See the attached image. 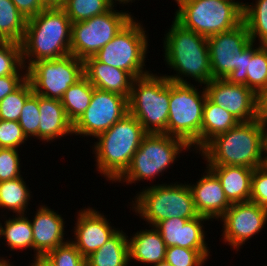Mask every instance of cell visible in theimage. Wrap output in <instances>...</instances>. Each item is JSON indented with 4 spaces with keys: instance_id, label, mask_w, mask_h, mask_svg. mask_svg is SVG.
Instances as JSON below:
<instances>
[{
    "instance_id": "6da1fadb",
    "label": "cell",
    "mask_w": 267,
    "mask_h": 266,
    "mask_svg": "<svg viewBox=\"0 0 267 266\" xmlns=\"http://www.w3.org/2000/svg\"><path fill=\"white\" fill-rule=\"evenodd\" d=\"M164 35L165 64L176 71L174 75L164 76L178 83H190L187 80L192 78L200 84L197 87L208 84L212 80V71L207 38L184 28L175 19Z\"/></svg>"
},
{
    "instance_id": "7a4b0ae2",
    "label": "cell",
    "mask_w": 267,
    "mask_h": 266,
    "mask_svg": "<svg viewBox=\"0 0 267 266\" xmlns=\"http://www.w3.org/2000/svg\"><path fill=\"white\" fill-rule=\"evenodd\" d=\"M71 33L72 22L61 7H47L27 19L21 42L22 63L25 68L36 61L70 55Z\"/></svg>"
},
{
    "instance_id": "3957f363",
    "label": "cell",
    "mask_w": 267,
    "mask_h": 266,
    "mask_svg": "<svg viewBox=\"0 0 267 266\" xmlns=\"http://www.w3.org/2000/svg\"><path fill=\"white\" fill-rule=\"evenodd\" d=\"M199 154L206 166H263L262 132L259 117L239 122L230 130L211 139Z\"/></svg>"
},
{
    "instance_id": "277c9868",
    "label": "cell",
    "mask_w": 267,
    "mask_h": 266,
    "mask_svg": "<svg viewBox=\"0 0 267 266\" xmlns=\"http://www.w3.org/2000/svg\"><path fill=\"white\" fill-rule=\"evenodd\" d=\"M148 133L130 113L98 135L92 149L96 170L106 180L115 182L129 167L132 157Z\"/></svg>"
},
{
    "instance_id": "5b68a950",
    "label": "cell",
    "mask_w": 267,
    "mask_h": 266,
    "mask_svg": "<svg viewBox=\"0 0 267 266\" xmlns=\"http://www.w3.org/2000/svg\"><path fill=\"white\" fill-rule=\"evenodd\" d=\"M212 79H226L247 86L248 58L261 46H255L244 22L235 28L207 38ZM255 46V47H254Z\"/></svg>"
},
{
    "instance_id": "8992f818",
    "label": "cell",
    "mask_w": 267,
    "mask_h": 266,
    "mask_svg": "<svg viewBox=\"0 0 267 266\" xmlns=\"http://www.w3.org/2000/svg\"><path fill=\"white\" fill-rule=\"evenodd\" d=\"M185 183H152L136 194L130 208L150 224L149 228L164 219L178 217L190 220L198 217L193 194L188 183Z\"/></svg>"
},
{
    "instance_id": "52a82bcc",
    "label": "cell",
    "mask_w": 267,
    "mask_h": 266,
    "mask_svg": "<svg viewBox=\"0 0 267 266\" xmlns=\"http://www.w3.org/2000/svg\"><path fill=\"white\" fill-rule=\"evenodd\" d=\"M174 19L184 28L208 38L229 31L243 22L242 1L175 0Z\"/></svg>"
},
{
    "instance_id": "ba28073f",
    "label": "cell",
    "mask_w": 267,
    "mask_h": 266,
    "mask_svg": "<svg viewBox=\"0 0 267 266\" xmlns=\"http://www.w3.org/2000/svg\"><path fill=\"white\" fill-rule=\"evenodd\" d=\"M170 81L152 72L135 78L128 98V113L147 133L167 134Z\"/></svg>"
},
{
    "instance_id": "9c48e42d",
    "label": "cell",
    "mask_w": 267,
    "mask_h": 266,
    "mask_svg": "<svg viewBox=\"0 0 267 266\" xmlns=\"http://www.w3.org/2000/svg\"><path fill=\"white\" fill-rule=\"evenodd\" d=\"M191 147L182 139L168 134L148 133L132 157L126 171L115 181L126 185L138 181H153ZM176 159V161H175Z\"/></svg>"
},
{
    "instance_id": "30bf717a",
    "label": "cell",
    "mask_w": 267,
    "mask_h": 266,
    "mask_svg": "<svg viewBox=\"0 0 267 266\" xmlns=\"http://www.w3.org/2000/svg\"><path fill=\"white\" fill-rule=\"evenodd\" d=\"M203 90V91H202ZM170 81L167 134L184 140L196 153L200 151V133L207 97L205 86Z\"/></svg>"
},
{
    "instance_id": "8fae6325",
    "label": "cell",
    "mask_w": 267,
    "mask_h": 266,
    "mask_svg": "<svg viewBox=\"0 0 267 266\" xmlns=\"http://www.w3.org/2000/svg\"><path fill=\"white\" fill-rule=\"evenodd\" d=\"M141 24L133 17L93 57L106 65L127 71L135 78L149 74L150 72L144 67L149 37L146 34V29Z\"/></svg>"
},
{
    "instance_id": "7c38bea8",
    "label": "cell",
    "mask_w": 267,
    "mask_h": 266,
    "mask_svg": "<svg viewBox=\"0 0 267 266\" xmlns=\"http://www.w3.org/2000/svg\"><path fill=\"white\" fill-rule=\"evenodd\" d=\"M133 18L131 12L112 7L102 15L72 23L71 54L85 60L109 43Z\"/></svg>"
},
{
    "instance_id": "4fadbf2b",
    "label": "cell",
    "mask_w": 267,
    "mask_h": 266,
    "mask_svg": "<svg viewBox=\"0 0 267 266\" xmlns=\"http://www.w3.org/2000/svg\"><path fill=\"white\" fill-rule=\"evenodd\" d=\"M84 76V60L70 54L53 60H41L27 68L33 93L61 100L64 93Z\"/></svg>"
},
{
    "instance_id": "5bb4252c",
    "label": "cell",
    "mask_w": 267,
    "mask_h": 266,
    "mask_svg": "<svg viewBox=\"0 0 267 266\" xmlns=\"http://www.w3.org/2000/svg\"><path fill=\"white\" fill-rule=\"evenodd\" d=\"M128 113V98L94 88L86 111L73 124V134L96 138Z\"/></svg>"
},
{
    "instance_id": "9a60e30c",
    "label": "cell",
    "mask_w": 267,
    "mask_h": 266,
    "mask_svg": "<svg viewBox=\"0 0 267 266\" xmlns=\"http://www.w3.org/2000/svg\"><path fill=\"white\" fill-rule=\"evenodd\" d=\"M219 219L223 222L221 235L224 244L238 251L263 230L267 223V208L250 201L233 203Z\"/></svg>"
},
{
    "instance_id": "2e32d148",
    "label": "cell",
    "mask_w": 267,
    "mask_h": 266,
    "mask_svg": "<svg viewBox=\"0 0 267 266\" xmlns=\"http://www.w3.org/2000/svg\"><path fill=\"white\" fill-rule=\"evenodd\" d=\"M205 89L213 103L225 108L240 122L255 120L261 113V98L245 85L232 84L226 79H212Z\"/></svg>"
},
{
    "instance_id": "e0dca14e",
    "label": "cell",
    "mask_w": 267,
    "mask_h": 266,
    "mask_svg": "<svg viewBox=\"0 0 267 266\" xmlns=\"http://www.w3.org/2000/svg\"><path fill=\"white\" fill-rule=\"evenodd\" d=\"M73 229L74 240H69L86 259L102 247L118 228L111 226L109 219L92 207L77 211Z\"/></svg>"
},
{
    "instance_id": "ac0fdd59",
    "label": "cell",
    "mask_w": 267,
    "mask_h": 266,
    "mask_svg": "<svg viewBox=\"0 0 267 266\" xmlns=\"http://www.w3.org/2000/svg\"><path fill=\"white\" fill-rule=\"evenodd\" d=\"M204 221H212L207 217L198 216L187 220L182 218L164 219L154 227L162 236L167 247H184L196 250H209L206 242Z\"/></svg>"
},
{
    "instance_id": "d6986e66",
    "label": "cell",
    "mask_w": 267,
    "mask_h": 266,
    "mask_svg": "<svg viewBox=\"0 0 267 266\" xmlns=\"http://www.w3.org/2000/svg\"><path fill=\"white\" fill-rule=\"evenodd\" d=\"M31 221L34 258H43L48 252L67 243L64 240L65 222L61 214L46 205L38 206Z\"/></svg>"
},
{
    "instance_id": "ffe728a7",
    "label": "cell",
    "mask_w": 267,
    "mask_h": 266,
    "mask_svg": "<svg viewBox=\"0 0 267 266\" xmlns=\"http://www.w3.org/2000/svg\"><path fill=\"white\" fill-rule=\"evenodd\" d=\"M194 184L188 183L198 214L219 220L232 204L226 198L217 176L206 166V171Z\"/></svg>"
},
{
    "instance_id": "44dd1931",
    "label": "cell",
    "mask_w": 267,
    "mask_h": 266,
    "mask_svg": "<svg viewBox=\"0 0 267 266\" xmlns=\"http://www.w3.org/2000/svg\"><path fill=\"white\" fill-rule=\"evenodd\" d=\"M84 76L95 88L127 98L135 80L131 73L99 62L93 56L84 60Z\"/></svg>"
},
{
    "instance_id": "7402d4cb",
    "label": "cell",
    "mask_w": 267,
    "mask_h": 266,
    "mask_svg": "<svg viewBox=\"0 0 267 266\" xmlns=\"http://www.w3.org/2000/svg\"><path fill=\"white\" fill-rule=\"evenodd\" d=\"M39 140L53 142L73 134V124L68 120L61 100L39 95ZM59 137V138H58Z\"/></svg>"
},
{
    "instance_id": "603a6c76",
    "label": "cell",
    "mask_w": 267,
    "mask_h": 266,
    "mask_svg": "<svg viewBox=\"0 0 267 266\" xmlns=\"http://www.w3.org/2000/svg\"><path fill=\"white\" fill-rule=\"evenodd\" d=\"M219 179L228 201L249 202L253 168L243 166H207Z\"/></svg>"
},
{
    "instance_id": "cb8c5ba5",
    "label": "cell",
    "mask_w": 267,
    "mask_h": 266,
    "mask_svg": "<svg viewBox=\"0 0 267 266\" xmlns=\"http://www.w3.org/2000/svg\"><path fill=\"white\" fill-rule=\"evenodd\" d=\"M129 238V262L133 259L135 262L144 263L145 266H152L165 261L167 246L155 227L137 231Z\"/></svg>"
},
{
    "instance_id": "d4e9b609",
    "label": "cell",
    "mask_w": 267,
    "mask_h": 266,
    "mask_svg": "<svg viewBox=\"0 0 267 266\" xmlns=\"http://www.w3.org/2000/svg\"><path fill=\"white\" fill-rule=\"evenodd\" d=\"M128 236L118 230L97 251L86 258V266H130Z\"/></svg>"
},
{
    "instance_id": "484cf974",
    "label": "cell",
    "mask_w": 267,
    "mask_h": 266,
    "mask_svg": "<svg viewBox=\"0 0 267 266\" xmlns=\"http://www.w3.org/2000/svg\"><path fill=\"white\" fill-rule=\"evenodd\" d=\"M240 121L225 108L206 97L200 133V150L214 137L235 127Z\"/></svg>"
},
{
    "instance_id": "4316f807",
    "label": "cell",
    "mask_w": 267,
    "mask_h": 266,
    "mask_svg": "<svg viewBox=\"0 0 267 266\" xmlns=\"http://www.w3.org/2000/svg\"><path fill=\"white\" fill-rule=\"evenodd\" d=\"M6 221L0 225V237L9 247L10 251L20 249H33V235L31 220L26 214L13 215L12 218L5 219Z\"/></svg>"
},
{
    "instance_id": "83f0119b",
    "label": "cell",
    "mask_w": 267,
    "mask_h": 266,
    "mask_svg": "<svg viewBox=\"0 0 267 266\" xmlns=\"http://www.w3.org/2000/svg\"><path fill=\"white\" fill-rule=\"evenodd\" d=\"M32 192L23 176L0 182V208L9 210L15 215L26 214ZM27 209V210H26Z\"/></svg>"
},
{
    "instance_id": "f1b7e54d",
    "label": "cell",
    "mask_w": 267,
    "mask_h": 266,
    "mask_svg": "<svg viewBox=\"0 0 267 266\" xmlns=\"http://www.w3.org/2000/svg\"><path fill=\"white\" fill-rule=\"evenodd\" d=\"M94 86L83 76L64 93L61 103L68 120L74 124L89 107Z\"/></svg>"
},
{
    "instance_id": "f546056e",
    "label": "cell",
    "mask_w": 267,
    "mask_h": 266,
    "mask_svg": "<svg viewBox=\"0 0 267 266\" xmlns=\"http://www.w3.org/2000/svg\"><path fill=\"white\" fill-rule=\"evenodd\" d=\"M27 19L11 0H0V41L21 44Z\"/></svg>"
},
{
    "instance_id": "4dcf8cb0",
    "label": "cell",
    "mask_w": 267,
    "mask_h": 266,
    "mask_svg": "<svg viewBox=\"0 0 267 266\" xmlns=\"http://www.w3.org/2000/svg\"><path fill=\"white\" fill-rule=\"evenodd\" d=\"M243 22L252 42L259 40L258 44L267 45V0H256L255 4L245 2Z\"/></svg>"
},
{
    "instance_id": "1f68e13d",
    "label": "cell",
    "mask_w": 267,
    "mask_h": 266,
    "mask_svg": "<svg viewBox=\"0 0 267 266\" xmlns=\"http://www.w3.org/2000/svg\"><path fill=\"white\" fill-rule=\"evenodd\" d=\"M247 87L260 98L267 91V45H261L248 58Z\"/></svg>"
},
{
    "instance_id": "d6a6232c",
    "label": "cell",
    "mask_w": 267,
    "mask_h": 266,
    "mask_svg": "<svg viewBox=\"0 0 267 266\" xmlns=\"http://www.w3.org/2000/svg\"><path fill=\"white\" fill-rule=\"evenodd\" d=\"M112 7L109 0H65L61 6L72 23L102 15Z\"/></svg>"
},
{
    "instance_id": "836d02e7",
    "label": "cell",
    "mask_w": 267,
    "mask_h": 266,
    "mask_svg": "<svg viewBox=\"0 0 267 266\" xmlns=\"http://www.w3.org/2000/svg\"><path fill=\"white\" fill-rule=\"evenodd\" d=\"M32 94L31 83L26 79L15 91L0 101V119L18 121L26 100Z\"/></svg>"
},
{
    "instance_id": "e575fe53",
    "label": "cell",
    "mask_w": 267,
    "mask_h": 266,
    "mask_svg": "<svg viewBox=\"0 0 267 266\" xmlns=\"http://www.w3.org/2000/svg\"><path fill=\"white\" fill-rule=\"evenodd\" d=\"M6 75H27V69L22 63L21 44L0 41V77Z\"/></svg>"
},
{
    "instance_id": "d590c367",
    "label": "cell",
    "mask_w": 267,
    "mask_h": 266,
    "mask_svg": "<svg viewBox=\"0 0 267 266\" xmlns=\"http://www.w3.org/2000/svg\"><path fill=\"white\" fill-rule=\"evenodd\" d=\"M209 250H196L184 247H167L165 261L172 266H204L210 257Z\"/></svg>"
},
{
    "instance_id": "8d00e7d4",
    "label": "cell",
    "mask_w": 267,
    "mask_h": 266,
    "mask_svg": "<svg viewBox=\"0 0 267 266\" xmlns=\"http://www.w3.org/2000/svg\"><path fill=\"white\" fill-rule=\"evenodd\" d=\"M24 134L29 139L35 137L39 139V124H40V110H39V95L32 94L25 102L20 118L18 120Z\"/></svg>"
},
{
    "instance_id": "74e56055",
    "label": "cell",
    "mask_w": 267,
    "mask_h": 266,
    "mask_svg": "<svg viewBox=\"0 0 267 266\" xmlns=\"http://www.w3.org/2000/svg\"><path fill=\"white\" fill-rule=\"evenodd\" d=\"M43 258L51 266H86V259L70 241L48 252Z\"/></svg>"
},
{
    "instance_id": "f35d334b",
    "label": "cell",
    "mask_w": 267,
    "mask_h": 266,
    "mask_svg": "<svg viewBox=\"0 0 267 266\" xmlns=\"http://www.w3.org/2000/svg\"><path fill=\"white\" fill-rule=\"evenodd\" d=\"M27 140L28 138L18 121L0 119V148H14L18 150Z\"/></svg>"
},
{
    "instance_id": "ab89813d",
    "label": "cell",
    "mask_w": 267,
    "mask_h": 266,
    "mask_svg": "<svg viewBox=\"0 0 267 266\" xmlns=\"http://www.w3.org/2000/svg\"><path fill=\"white\" fill-rule=\"evenodd\" d=\"M19 150L0 148V182L22 176Z\"/></svg>"
},
{
    "instance_id": "60d3db41",
    "label": "cell",
    "mask_w": 267,
    "mask_h": 266,
    "mask_svg": "<svg viewBox=\"0 0 267 266\" xmlns=\"http://www.w3.org/2000/svg\"><path fill=\"white\" fill-rule=\"evenodd\" d=\"M250 202L267 208V166L253 170Z\"/></svg>"
},
{
    "instance_id": "b9f144b4",
    "label": "cell",
    "mask_w": 267,
    "mask_h": 266,
    "mask_svg": "<svg viewBox=\"0 0 267 266\" xmlns=\"http://www.w3.org/2000/svg\"><path fill=\"white\" fill-rule=\"evenodd\" d=\"M22 15L29 19L39 14L42 10L46 9L47 6L42 0H11Z\"/></svg>"
},
{
    "instance_id": "7bdbcfd3",
    "label": "cell",
    "mask_w": 267,
    "mask_h": 266,
    "mask_svg": "<svg viewBox=\"0 0 267 266\" xmlns=\"http://www.w3.org/2000/svg\"><path fill=\"white\" fill-rule=\"evenodd\" d=\"M26 79L27 75H6L0 77V101L15 91Z\"/></svg>"
},
{
    "instance_id": "ee69618b",
    "label": "cell",
    "mask_w": 267,
    "mask_h": 266,
    "mask_svg": "<svg viewBox=\"0 0 267 266\" xmlns=\"http://www.w3.org/2000/svg\"><path fill=\"white\" fill-rule=\"evenodd\" d=\"M259 121L261 123L262 132L263 165L267 166V113H260Z\"/></svg>"
},
{
    "instance_id": "f6af8a7d",
    "label": "cell",
    "mask_w": 267,
    "mask_h": 266,
    "mask_svg": "<svg viewBox=\"0 0 267 266\" xmlns=\"http://www.w3.org/2000/svg\"><path fill=\"white\" fill-rule=\"evenodd\" d=\"M65 0H42L47 7H61Z\"/></svg>"
},
{
    "instance_id": "bcb514c9",
    "label": "cell",
    "mask_w": 267,
    "mask_h": 266,
    "mask_svg": "<svg viewBox=\"0 0 267 266\" xmlns=\"http://www.w3.org/2000/svg\"><path fill=\"white\" fill-rule=\"evenodd\" d=\"M29 266H51L44 258H34Z\"/></svg>"
},
{
    "instance_id": "7dc6e473",
    "label": "cell",
    "mask_w": 267,
    "mask_h": 266,
    "mask_svg": "<svg viewBox=\"0 0 267 266\" xmlns=\"http://www.w3.org/2000/svg\"><path fill=\"white\" fill-rule=\"evenodd\" d=\"M261 113H267V91L261 96Z\"/></svg>"
},
{
    "instance_id": "c3c4849f",
    "label": "cell",
    "mask_w": 267,
    "mask_h": 266,
    "mask_svg": "<svg viewBox=\"0 0 267 266\" xmlns=\"http://www.w3.org/2000/svg\"><path fill=\"white\" fill-rule=\"evenodd\" d=\"M110 1V3L112 4V6L114 7L115 5H117V4H127L128 5V3L130 4V3H133V2H135V0H109ZM116 2H117V4H116ZM119 2V3H118Z\"/></svg>"
},
{
    "instance_id": "681fc988",
    "label": "cell",
    "mask_w": 267,
    "mask_h": 266,
    "mask_svg": "<svg viewBox=\"0 0 267 266\" xmlns=\"http://www.w3.org/2000/svg\"><path fill=\"white\" fill-rule=\"evenodd\" d=\"M9 260H10V259H8V261H7V259L2 260V261L0 262V266H13V265L11 264L12 262H9Z\"/></svg>"
},
{
    "instance_id": "f907efd6",
    "label": "cell",
    "mask_w": 267,
    "mask_h": 266,
    "mask_svg": "<svg viewBox=\"0 0 267 266\" xmlns=\"http://www.w3.org/2000/svg\"><path fill=\"white\" fill-rule=\"evenodd\" d=\"M152 266H172L171 264H169L168 262L166 261H162V262H159L157 264H154Z\"/></svg>"
},
{
    "instance_id": "816d5d0a",
    "label": "cell",
    "mask_w": 267,
    "mask_h": 266,
    "mask_svg": "<svg viewBox=\"0 0 267 266\" xmlns=\"http://www.w3.org/2000/svg\"><path fill=\"white\" fill-rule=\"evenodd\" d=\"M2 260H5V258L0 256V262H1Z\"/></svg>"
}]
</instances>
